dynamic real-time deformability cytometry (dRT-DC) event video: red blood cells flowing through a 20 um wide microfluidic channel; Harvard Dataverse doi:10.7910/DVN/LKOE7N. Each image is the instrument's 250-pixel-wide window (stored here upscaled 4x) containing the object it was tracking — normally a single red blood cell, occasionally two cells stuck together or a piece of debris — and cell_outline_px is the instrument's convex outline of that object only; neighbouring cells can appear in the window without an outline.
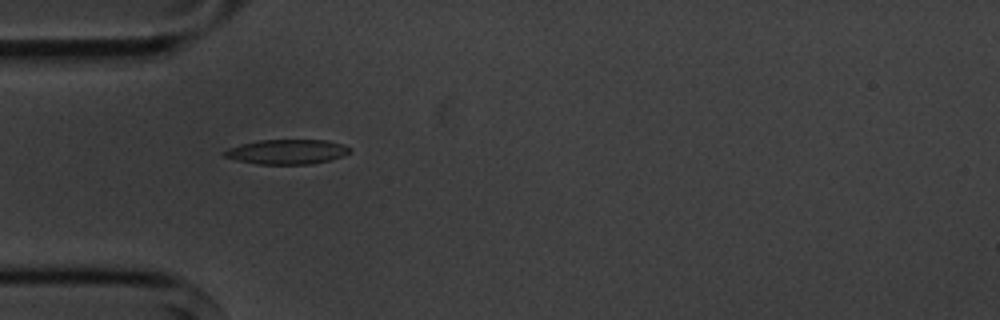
{"species": "common noctule bat (a hibernating species)", "species_latin": "Nyctalus noctula", "temperature_condition": "cold", "stored_images_in_passage": 2, "camera_frame_rate_fps": 3000, "um_per_image_px": 0.085, "animal": {"sex": "male", "body_mass_g": 20.1, "forearm_length_mm": 53.5}, "frame": {"image": 1, "passage_image": 1, "time_ms": 0.0, "image_size_px": [1000, 320], "cell_outline_px": [[352, 152], [344, 156], [312, 164], [256, 164], [236, 160], [224, 156], [220, 152], [228, 148], [240, 144], [260, 140], [324, 140], [344, 144], [352, 148]], "centroid_in_image_um": [24.4, 12.9], "position_along_channel_um": 60.6, "area_um2": 18.26}}
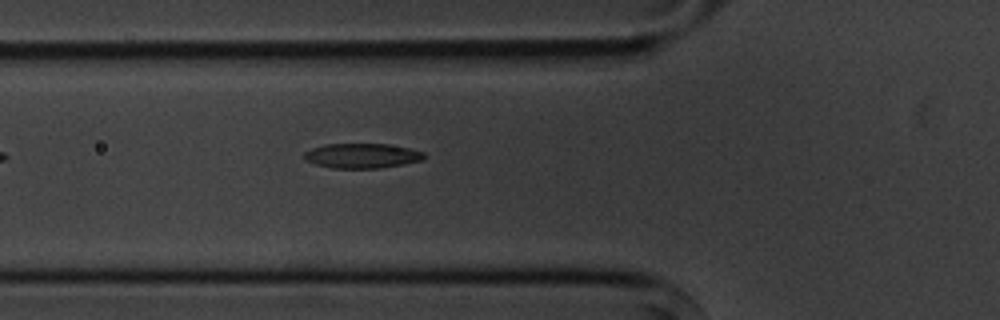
{"frame": {"image": 2, "passage_image": 2, "time_ms": 1.0, "image_size_px": [1000, 320], "cell_outline_px": [[424, 160], [404, 164], [380, 168], [332, 168], [316, 164], [304, 160], [304, 152], [312, 148], [324, 144], [388, 144], [408, 148], [424, 152]], "centroid_in_image_um": [30.76, 13.24], "position_along_channel_um": 95.0, "area_um2": 17.34}}